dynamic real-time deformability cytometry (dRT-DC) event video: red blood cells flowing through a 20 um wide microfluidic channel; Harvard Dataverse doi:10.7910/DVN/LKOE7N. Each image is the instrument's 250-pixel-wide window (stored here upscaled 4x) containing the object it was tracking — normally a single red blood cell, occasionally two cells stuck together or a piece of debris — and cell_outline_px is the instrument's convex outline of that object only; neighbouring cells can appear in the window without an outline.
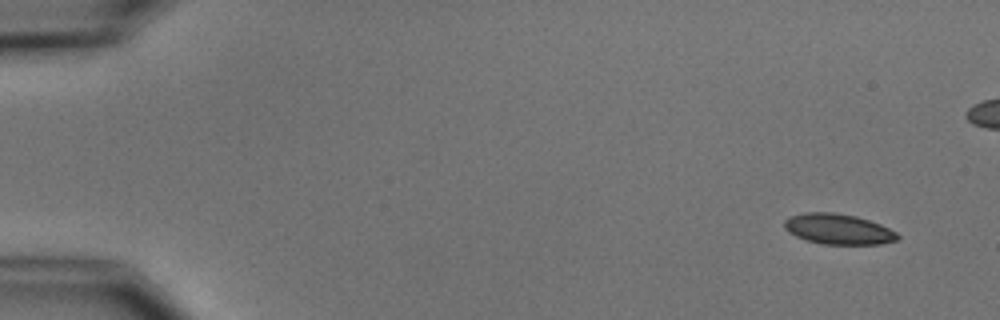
{"species": "common noctule bat (a hibernating species)", "species_latin": "Nyctalus noctula", "temperature_condition": "cold", "stored_images_in_passage": 7, "camera_frame_rate_fps": 3000, "um_per_image_px": 0.085, "animal": {"sex": "male", "body_mass_g": 15.6}, "frame": {"image": 1, "passage_image": 1, "time_ms": 0.0, "image_size_px": [1000, 320], "cell_outline_px": [[900, 236], [896, 240], [880, 244], [824, 244], [808, 240], [796, 236], [788, 232], [784, 228], [784, 220], [788, 216], [804, 212], [832, 212], [856, 216], [880, 224], [896, 232]], "centroid_in_image_um": [71.22, 19.46], "position_along_channel_um": 13.8, "area_um2": 20.06}}